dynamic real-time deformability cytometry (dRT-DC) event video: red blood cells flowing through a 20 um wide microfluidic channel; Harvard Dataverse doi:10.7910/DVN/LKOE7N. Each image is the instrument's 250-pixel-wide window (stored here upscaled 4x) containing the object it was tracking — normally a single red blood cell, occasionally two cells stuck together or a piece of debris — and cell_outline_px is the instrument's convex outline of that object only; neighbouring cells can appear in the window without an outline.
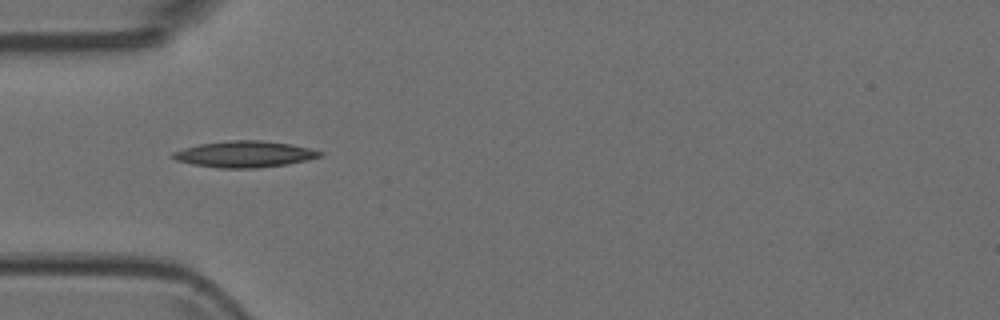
{"species": "Egyptian fruit bat (a non-hibernating species)", "species_latin": "Rousettus aegyptiacus", "temperature_condition": "room temperature", "stored_images_in_passage": 2, "camera_frame_rate_fps": 3000, "um_per_image_px": 0.085, "animal": {"sex": "female"}, "frame": {"image": 1, "passage_image": 2, "time_ms": 0.333, "image_size_px": [1000, 320], "cell_outline_px": [[324, 156], [308, 160], [288, 164], [256, 168], [220, 168], [192, 164], [176, 160], [172, 156], [172, 152], [184, 148], [200, 144], [232, 140], [260, 140], [292, 144], [324, 152]], "centroid_in_image_um": [20.83, 13.11], "position_along_channel_um": 64.2, "area_um2": 22.54}}